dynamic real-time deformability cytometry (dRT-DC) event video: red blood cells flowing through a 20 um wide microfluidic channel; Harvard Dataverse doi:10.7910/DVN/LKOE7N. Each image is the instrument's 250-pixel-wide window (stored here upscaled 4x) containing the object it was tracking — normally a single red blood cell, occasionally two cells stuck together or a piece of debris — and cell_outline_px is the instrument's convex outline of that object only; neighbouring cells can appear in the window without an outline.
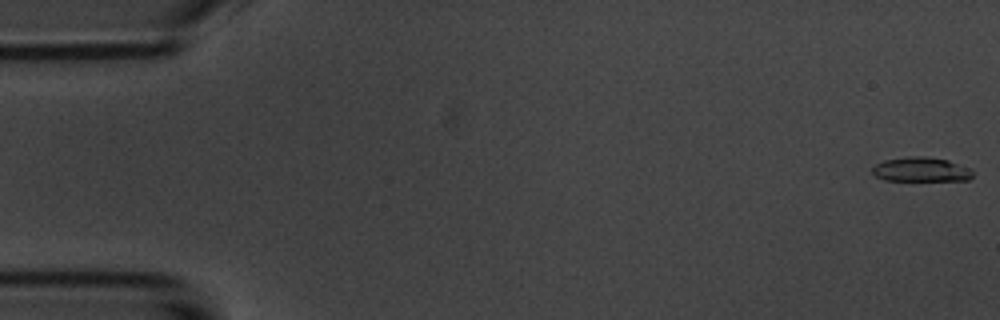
{"species": "common noctule bat (a hibernating species)", "species_latin": "Nyctalus noctula", "temperature_condition": "room temperature", "stored_images_in_passage": 6, "camera_frame_rate_fps": 3000, "um_per_image_px": 0.085, "animal": {"sex": "male", "body_mass_g": 20.1, "forearm_length_mm": 53.5}, "frame": {"image": 1, "passage_image": 1, "time_ms": 0.0, "image_size_px": [1000, 320], "cell_outline_px": [[972, 176], [968, 180], [884, 180], [876, 176], [872, 172], [872, 168], [876, 164], [884, 160], [908, 156], [924, 156], [948, 160], [972, 168]], "centroid_in_image_um": [78.3, 14.4], "position_along_channel_um": 6.7, "area_um2": 14.28}}
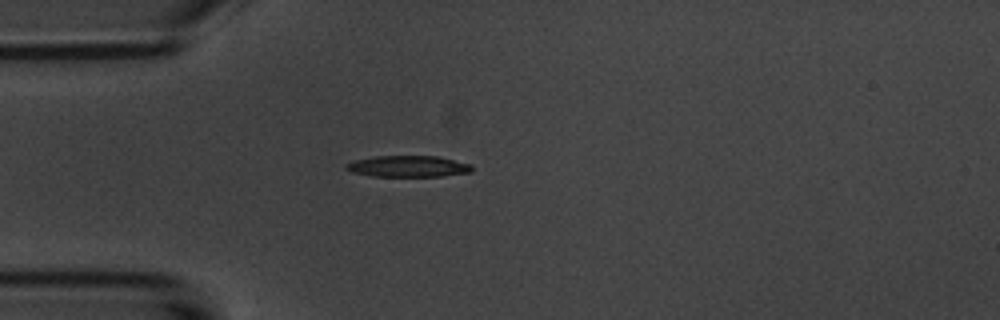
{"frame": {"image": 2, "passage_image": 5, "time_ms": 4.667, "image_size_px": [1000, 320], "cell_outline_px": [[472, 172], [440, 176], [372, 176], [352, 172], [344, 168], [344, 164], [356, 160], [376, 156], [436, 156], [472, 164]], "centroid_in_image_um": [34.68, 14.14], "position_along_channel_um": 50.3, "area_um2": 15.55}}